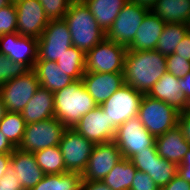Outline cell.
<instances>
[{"mask_svg": "<svg viewBox=\"0 0 190 190\" xmlns=\"http://www.w3.org/2000/svg\"><path fill=\"white\" fill-rule=\"evenodd\" d=\"M66 129L55 117L27 124L22 143L18 148L24 152L34 153L59 145Z\"/></svg>", "mask_w": 190, "mask_h": 190, "instance_id": "52a82bcc", "label": "cell"}, {"mask_svg": "<svg viewBox=\"0 0 190 190\" xmlns=\"http://www.w3.org/2000/svg\"><path fill=\"white\" fill-rule=\"evenodd\" d=\"M0 53L33 69L38 59V39L21 36L18 32L3 34L0 36Z\"/></svg>", "mask_w": 190, "mask_h": 190, "instance_id": "2e32d148", "label": "cell"}, {"mask_svg": "<svg viewBox=\"0 0 190 190\" xmlns=\"http://www.w3.org/2000/svg\"><path fill=\"white\" fill-rule=\"evenodd\" d=\"M85 58L86 54L72 45L56 63L59 68L65 71V74L76 81L82 79L85 73Z\"/></svg>", "mask_w": 190, "mask_h": 190, "instance_id": "f546056e", "label": "cell"}, {"mask_svg": "<svg viewBox=\"0 0 190 190\" xmlns=\"http://www.w3.org/2000/svg\"><path fill=\"white\" fill-rule=\"evenodd\" d=\"M10 165L15 171L14 177L21 183L23 190H31L45 176L36 162L35 155L15 148L11 153Z\"/></svg>", "mask_w": 190, "mask_h": 190, "instance_id": "d6986e66", "label": "cell"}, {"mask_svg": "<svg viewBox=\"0 0 190 190\" xmlns=\"http://www.w3.org/2000/svg\"><path fill=\"white\" fill-rule=\"evenodd\" d=\"M33 70L40 87L56 92L70 85L74 80L57 66L56 61L37 60Z\"/></svg>", "mask_w": 190, "mask_h": 190, "instance_id": "cb8c5ba5", "label": "cell"}, {"mask_svg": "<svg viewBox=\"0 0 190 190\" xmlns=\"http://www.w3.org/2000/svg\"><path fill=\"white\" fill-rule=\"evenodd\" d=\"M149 11L144 6L128 1L106 32V39L128 47Z\"/></svg>", "mask_w": 190, "mask_h": 190, "instance_id": "8fae6325", "label": "cell"}, {"mask_svg": "<svg viewBox=\"0 0 190 190\" xmlns=\"http://www.w3.org/2000/svg\"><path fill=\"white\" fill-rule=\"evenodd\" d=\"M15 171L12 166L9 165L0 178V190H23L21 183L16 177H14Z\"/></svg>", "mask_w": 190, "mask_h": 190, "instance_id": "74e56055", "label": "cell"}, {"mask_svg": "<svg viewBox=\"0 0 190 190\" xmlns=\"http://www.w3.org/2000/svg\"><path fill=\"white\" fill-rule=\"evenodd\" d=\"M30 70L21 62H14L0 53V87Z\"/></svg>", "mask_w": 190, "mask_h": 190, "instance_id": "d6a6232c", "label": "cell"}, {"mask_svg": "<svg viewBox=\"0 0 190 190\" xmlns=\"http://www.w3.org/2000/svg\"><path fill=\"white\" fill-rule=\"evenodd\" d=\"M39 88L33 69L1 86L0 96L6 111L20 113Z\"/></svg>", "mask_w": 190, "mask_h": 190, "instance_id": "30bf717a", "label": "cell"}, {"mask_svg": "<svg viewBox=\"0 0 190 190\" xmlns=\"http://www.w3.org/2000/svg\"><path fill=\"white\" fill-rule=\"evenodd\" d=\"M106 33L128 0H83Z\"/></svg>", "mask_w": 190, "mask_h": 190, "instance_id": "484cf974", "label": "cell"}, {"mask_svg": "<svg viewBox=\"0 0 190 190\" xmlns=\"http://www.w3.org/2000/svg\"><path fill=\"white\" fill-rule=\"evenodd\" d=\"M188 32L189 24L166 23L161 36L158 39L155 50L159 51L164 56L173 54L179 42Z\"/></svg>", "mask_w": 190, "mask_h": 190, "instance_id": "83f0119b", "label": "cell"}, {"mask_svg": "<svg viewBox=\"0 0 190 190\" xmlns=\"http://www.w3.org/2000/svg\"><path fill=\"white\" fill-rule=\"evenodd\" d=\"M157 153L160 157L179 166L190 150V143L184 138L181 129L174 127L155 138Z\"/></svg>", "mask_w": 190, "mask_h": 190, "instance_id": "44dd1931", "label": "cell"}, {"mask_svg": "<svg viewBox=\"0 0 190 190\" xmlns=\"http://www.w3.org/2000/svg\"><path fill=\"white\" fill-rule=\"evenodd\" d=\"M94 145L93 142L80 135L73 128H67L59 144L66 172L82 174L89 161Z\"/></svg>", "mask_w": 190, "mask_h": 190, "instance_id": "7c38bea8", "label": "cell"}, {"mask_svg": "<svg viewBox=\"0 0 190 190\" xmlns=\"http://www.w3.org/2000/svg\"><path fill=\"white\" fill-rule=\"evenodd\" d=\"M179 80L180 78L166 71L146 95L168 103L180 113L185 112L186 98L180 88Z\"/></svg>", "mask_w": 190, "mask_h": 190, "instance_id": "ffe728a7", "label": "cell"}, {"mask_svg": "<svg viewBox=\"0 0 190 190\" xmlns=\"http://www.w3.org/2000/svg\"><path fill=\"white\" fill-rule=\"evenodd\" d=\"M161 190H190V183L180 177L178 174Z\"/></svg>", "mask_w": 190, "mask_h": 190, "instance_id": "ab89813d", "label": "cell"}, {"mask_svg": "<svg viewBox=\"0 0 190 190\" xmlns=\"http://www.w3.org/2000/svg\"><path fill=\"white\" fill-rule=\"evenodd\" d=\"M9 4H11V0H0V8L8 6Z\"/></svg>", "mask_w": 190, "mask_h": 190, "instance_id": "681fc988", "label": "cell"}, {"mask_svg": "<svg viewBox=\"0 0 190 190\" xmlns=\"http://www.w3.org/2000/svg\"><path fill=\"white\" fill-rule=\"evenodd\" d=\"M178 175L190 183V150L185 154L181 164L178 166Z\"/></svg>", "mask_w": 190, "mask_h": 190, "instance_id": "b9f144b4", "label": "cell"}, {"mask_svg": "<svg viewBox=\"0 0 190 190\" xmlns=\"http://www.w3.org/2000/svg\"><path fill=\"white\" fill-rule=\"evenodd\" d=\"M130 3L144 6L148 9L152 8L158 0H128Z\"/></svg>", "mask_w": 190, "mask_h": 190, "instance_id": "7dc6e473", "label": "cell"}, {"mask_svg": "<svg viewBox=\"0 0 190 190\" xmlns=\"http://www.w3.org/2000/svg\"><path fill=\"white\" fill-rule=\"evenodd\" d=\"M167 72L182 78L190 72V61L173 53L166 56Z\"/></svg>", "mask_w": 190, "mask_h": 190, "instance_id": "d590c367", "label": "cell"}, {"mask_svg": "<svg viewBox=\"0 0 190 190\" xmlns=\"http://www.w3.org/2000/svg\"><path fill=\"white\" fill-rule=\"evenodd\" d=\"M72 45L69 27L64 19L49 20L38 39L37 60L57 61Z\"/></svg>", "mask_w": 190, "mask_h": 190, "instance_id": "9c48e42d", "label": "cell"}, {"mask_svg": "<svg viewBox=\"0 0 190 190\" xmlns=\"http://www.w3.org/2000/svg\"><path fill=\"white\" fill-rule=\"evenodd\" d=\"M33 154L45 175L66 173L59 145L35 151Z\"/></svg>", "mask_w": 190, "mask_h": 190, "instance_id": "4dcf8cb0", "label": "cell"}, {"mask_svg": "<svg viewBox=\"0 0 190 190\" xmlns=\"http://www.w3.org/2000/svg\"><path fill=\"white\" fill-rule=\"evenodd\" d=\"M129 160L138 171L147 173L160 189L178 174V166L160 157L155 144L148 151L136 153Z\"/></svg>", "mask_w": 190, "mask_h": 190, "instance_id": "4fadbf2b", "label": "cell"}, {"mask_svg": "<svg viewBox=\"0 0 190 190\" xmlns=\"http://www.w3.org/2000/svg\"><path fill=\"white\" fill-rule=\"evenodd\" d=\"M137 169L127 158L120 160L103 178L111 190H130Z\"/></svg>", "mask_w": 190, "mask_h": 190, "instance_id": "4316f807", "label": "cell"}, {"mask_svg": "<svg viewBox=\"0 0 190 190\" xmlns=\"http://www.w3.org/2000/svg\"><path fill=\"white\" fill-rule=\"evenodd\" d=\"M179 85L186 98L187 111L190 109V72L186 76L180 78Z\"/></svg>", "mask_w": 190, "mask_h": 190, "instance_id": "7bdbcfd3", "label": "cell"}, {"mask_svg": "<svg viewBox=\"0 0 190 190\" xmlns=\"http://www.w3.org/2000/svg\"><path fill=\"white\" fill-rule=\"evenodd\" d=\"M15 147L9 142V140L0 131V154H11Z\"/></svg>", "mask_w": 190, "mask_h": 190, "instance_id": "f6af8a7d", "label": "cell"}, {"mask_svg": "<svg viewBox=\"0 0 190 190\" xmlns=\"http://www.w3.org/2000/svg\"><path fill=\"white\" fill-rule=\"evenodd\" d=\"M17 1H19V0H11V3H15V2H17Z\"/></svg>", "mask_w": 190, "mask_h": 190, "instance_id": "f907efd6", "label": "cell"}, {"mask_svg": "<svg viewBox=\"0 0 190 190\" xmlns=\"http://www.w3.org/2000/svg\"><path fill=\"white\" fill-rule=\"evenodd\" d=\"M174 53L190 61V32L179 42Z\"/></svg>", "mask_w": 190, "mask_h": 190, "instance_id": "60d3db41", "label": "cell"}, {"mask_svg": "<svg viewBox=\"0 0 190 190\" xmlns=\"http://www.w3.org/2000/svg\"><path fill=\"white\" fill-rule=\"evenodd\" d=\"M82 177L80 173L66 172L45 175L31 190H80Z\"/></svg>", "mask_w": 190, "mask_h": 190, "instance_id": "f1b7e54d", "label": "cell"}, {"mask_svg": "<svg viewBox=\"0 0 190 190\" xmlns=\"http://www.w3.org/2000/svg\"><path fill=\"white\" fill-rule=\"evenodd\" d=\"M166 71V56L159 51L127 49L123 75L125 84L133 89L147 94Z\"/></svg>", "mask_w": 190, "mask_h": 190, "instance_id": "6da1fadb", "label": "cell"}, {"mask_svg": "<svg viewBox=\"0 0 190 190\" xmlns=\"http://www.w3.org/2000/svg\"><path fill=\"white\" fill-rule=\"evenodd\" d=\"M54 94V117L66 128H74L80 118L98 104L86 90L82 79L72 82Z\"/></svg>", "mask_w": 190, "mask_h": 190, "instance_id": "7a4b0ae2", "label": "cell"}, {"mask_svg": "<svg viewBox=\"0 0 190 190\" xmlns=\"http://www.w3.org/2000/svg\"><path fill=\"white\" fill-rule=\"evenodd\" d=\"M122 159V153L114 141L95 144L85 170L81 174L82 180L102 181Z\"/></svg>", "mask_w": 190, "mask_h": 190, "instance_id": "5bb4252c", "label": "cell"}, {"mask_svg": "<svg viewBox=\"0 0 190 190\" xmlns=\"http://www.w3.org/2000/svg\"><path fill=\"white\" fill-rule=\"evenodd\" d=\"M26 124L54 117V94L40 87L20 112Z\"/></svg>", "mask_w": 190, "mask_h": 190, "instance_id": "603a6c76", "label": "cell"}, {"mask_svg": "<svg viewBox=\"0 0 190 190\" xmlns=\"http://www.w3.org/2000/svg\"><path fill=\"white\" fill-rule=\"evenodd\" d=\"M73 0H39L49 20L63 19Z\"/></svg>", "mask_w": 190, "mask_h": 190, "instance_id": "836d02e7", "label": "cell"}, {"mask_svg": "<svg viewBox=\"0 0 190 190\" xmlns=\"http://www.w3.org/2000/svg\"><path fill=\"white\" fill-rule=\"evenodd\" d=\"M180 112L168 103L144 94L137 117L144 127L156 138L178 125Z\"/></svg>", "mask_w": 190, "mask_h": 190, "instance_id": "277c9868", "label": "cell"}, {"mask_svg": "<svg viewBox=\"0 0 190 190\" xmlns=\"http://www.w3.org/2000/svg\"><path fill=\"white\" fill-rule=\"evenodd\" d=\"M26 125L21 113L6 112L0 122V131L15 148H18L22 143Z\"/></svg>", "mask_w": 190, "mask_h": 190, "instance_id": "1f68e13d", "label": "cell"}, {"mask_svg": "<svg viewBox=\"0 0 190 190\" xmlns=\"http://www.w3.org/2000/svg\"><path fill=\"white\" fill-rule=\"evenodd\" d=\"M178 127L184 138L190 143V111L181 112L178 117Z\"/></svg>", "mask_w": 190, "mask_h": 190, "instance_id": "f35d334b", "label": "cell"}, {"mask_svg": "<svg viewBox=\"0 0 190 190\" xmlns=\"http://www.w3.org/2000/svg\"><path fill=\"white\" fill-rule=\"evenodd\" d=\"M127 47L104 39L86 53L85 72L123 73Z\"/></svg>", "mask_w": 190, "mask_h": 190, "instance_id": "5b68a950", "label": "cell"}, {"mask_svg": "<svg viewBox=\"0 0 190 190\" xmlns=\"http://www.w3.org/2000/svg\"><path fill=\"white\" fill-rule=\"evenodd\" d=\"M150 11L165 23H190V2L188 0H158Z\"/></svg>", "mask_w": 190, "mask_h": 190, "instance_id": "d4e9b609", "label": "cell"}, {"mask_svg": "<svg viewBox=\"0 0 190 190\" xmlns=\"http://www.w3.org/2000/svg\"><path fill=\"white\" fill-rule=\"evenodd\" d=\"M63 19L68 24L73 46L85 54L106 38L83 0H73Z\"/></svg>", "mask_w": 190, "mask_h": 190, "instance_id": "3957f363", "label": "cell"}, {"mask_svg": "<svg viewBox=\"0 0 190 190\" xmlns=\"http://www.w3.org/2000/svg\"><path fill=\"white\" fill-rule=\"evenodd\" d=\"M113 141L123 158L130 159L136 153L148 151L155 144V137L135 117L117 127Z\"/></svg>", "mask_w": 190, "mask_h": 190, "instance_id": "ba28073f", "label": "cell"}, {"mask_svg": "<svg viewBox=\"0 0 190 190\" xmlns=\"http://www.w3.org/2000/svg\"><path fill=\"white\" fill-rule=\"evenodd\" d=\"M82 81L98 106L125 84L123 73L85 72Z\"/></svg>", "mask_w": 190, "mask_h": 190, "instance_id": "ac0fdd59", "label": "cell"}, {"mask_svg": "<svg viewBox=\"0 0 190 190\" xmlns=\"http://www.w3.org/2000/svg\"><path fill=\"white\" fill-rule=\"evenodd\" d=\"M17 32V10L14 3L0 8V36Z\"/></svg>", "mask_w": 190, "mask_h": 190, "instance_id": "e575fe53", "label": "cell"}, {"mask_svg": "<svg viewBox=\"0 0 190 190\" xmlns=\"http://www.w3.org/2000/svg\"><path fill=\"white\" fill-rule=\"evenodd\" d=\"M166 23L149 11L139 26L132 43L127 47L132 51L154 50Z\"/></svg>", "mask_w": 190, "mask_h": 190, "instance_id": "7402d4cb", "label": "cell"}, {"mask_svg": "<svg viewBox=\"0 0 190 190\" xmlns=\"http://www.w3.org/2000/svg\"><path fill=\"white\" fill-rule=\"evenodd\" d=\"M73 129L94 144L113 141L116 133L101 106L83 115Z\"/></svg>", "mask_w": 190, "mask_h": 190, "instance_id": "e0dca14e", "label": "cell"}, {"mask_svg": "<svg viewBox=\"0 0 190 190\" xmlns=\"http://www.w3.org/2000/svg\"><path fill=\"white\" fill-rule=\"evenodd\" d=\"M143 95V93L133 89L131 86L124 84L100 105L109 117L111 127L115 131L117 127L130 118L137 117Z\"/></svg>", "mask_w": 190, "mask_h": 190, "instance_id": "8992f818", "label": "cell"}, {"mask_svg": "<svg viewBox=\"0 0 190 190\" xmlns=\"http://www.w3.org/2000/svg\"><path fill=\"white\" fill-rule=\"evenodd\" d=\"M6 112H7L6 108H5L4 104H3L2 98L0 96V122L4 118V115H5Z\"/></svg>", "mask_w": 190, "mask_h": 190, "instance_id": "c3c4849f", "label": "cell"}, {"mask_svg": "<svg viewBox=\"0 0 190 190\" xmlns=\"http://www.w3.org/2000/svg\"><path fill=\"white\" fill-rule=\"evenodd\" d=\"M130 190H161L151 177L141 171H136Z\"/></svg>", "mask_w": 190, "mask_h": 190, "instance_id": "8d00e7d4", "label": "cell"}, {"mask_svg": "<svg viewBox=\"0 0 190 190\" xmlns=\"http://www.w3.org/2000/svg\"><path fill=\"white\" fill-rule=\"evenodd\" d=\"M11 154H0V178L4 175L10 165Z\"/></svg>", "mask_w": 190, "mask_h": 190, "instance_id": "bcb514c9", "label": "cell"}, {"mask_svg": "<svg viewBox=\"0 0 190 190\" xmlns=\"http://www.w3.org/2000/svg\"><path fill=\"white\" fill-rule=\"evenodd\" d=\"M80 190H111V189L102 181L82 180Z\"/></svg>", "mask_w": 190, "mask_h": 190, "instance_id": "ee69618b", "label": "cell"}, {"mask_svg": "<svg viewBox=\"0 0 190 190\" xmlns=\"http://www.w3.org/2000/svg\"><path fill=\"white\" fill-rule=\"evenodd\" d=\"M14 4L17 10V32L21 36L39 39L49 22L39 0H19Z\"/></svg>", "mask_w": 190, "mask_h": 190, "instance_id": "9a60e30c", "label": "cell"}]
</instances>
